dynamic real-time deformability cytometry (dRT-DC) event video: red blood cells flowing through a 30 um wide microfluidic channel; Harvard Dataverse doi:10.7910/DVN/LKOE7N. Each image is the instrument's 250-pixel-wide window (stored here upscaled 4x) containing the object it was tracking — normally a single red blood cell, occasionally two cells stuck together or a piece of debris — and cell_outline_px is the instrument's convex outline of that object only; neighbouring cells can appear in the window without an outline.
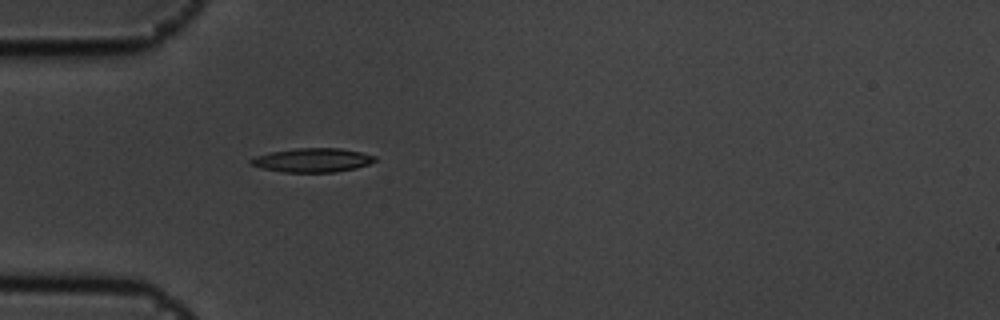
{"species": "common noctule bat (a hibernating species)", "species_latin": "Nyctalus noctula", "temperature_condition": "cold", "stored_images_in_passage": 1, "camera_frame_rate_fps": 3000, "um_per_image_px": 0.085, "animal": {"sex": "male", "body_mass_g": 19.5, "forearm_length_mm": 54.6}, "frame": {"image": 1, "passage_image": 1, "time_ms": 0.0, "image_size_px": [1000, 320], "cell_outline_px": [[376, 160], [368, 164], [356, 168], [336, 172], [284, 172], [260, 168], [248, 164], [248, 160], [256, 156], [272, 152], [296, 148], [340, 148], [360, 152], [376, 156]], "centroid_in_image_um": [26.53, 13.62], "position_along_channel_um": 58.5, "area_um2": 17.34}}